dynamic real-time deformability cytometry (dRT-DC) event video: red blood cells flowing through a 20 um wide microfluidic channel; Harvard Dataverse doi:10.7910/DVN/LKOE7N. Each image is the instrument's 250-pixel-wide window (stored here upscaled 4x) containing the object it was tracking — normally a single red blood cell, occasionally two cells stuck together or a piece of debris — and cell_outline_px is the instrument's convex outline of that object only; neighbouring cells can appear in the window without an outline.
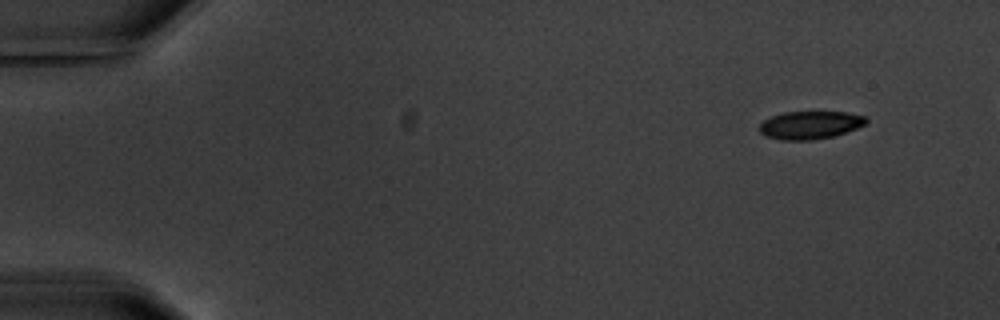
{"species": "common noctule bat (a hibernating species)", "species_latin": "Nyctalus noctula", "temperature_condition": "warm", "stored_images_in_passage": 8, "camera_frame_rate_fps": 3000, "um_per_image_px": 0.085, "animal": {"sex": "male", "body_mass_g": 20.1, "forearm_length_mm": 53.5}, "frame": {"image": 1, "passage_image": 1, "time_ms": 0.0, "image_size_px": [1000, 320], "cell_outline_px": [[868, 120], [864, 124], [856, 128], [832, 136], [812, 140], [780, 140], [768, 136], [760, 132], [760, 124], [764, 120], [772, 116], [784, 112], [844, 112], [864, 116]], "centroid_in_image_um": [68.84, 10.62], "position_along_channel_um": 16.2, "area_um2": 17.05}}
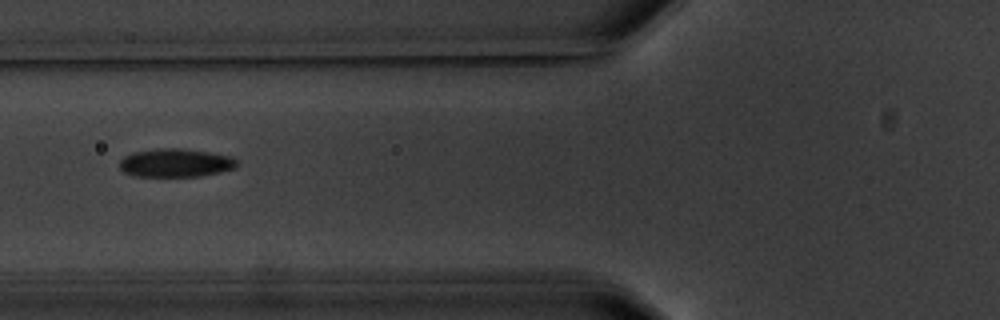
{"frame": {"image": 2, "passage_image": 6, "time_ms": 6.0, "image_size_px": [1000, 320], "cell_outline_px": [[240, 164], [236, 168], [220, 172], [200, 176], [136, 176], [124, 172], [120, 168], [120, 160], [124, 156], [132, 152], [156, 148], [180, 148], [212, 152], [232, 156]], "centroid_in_image_um": [14.96, 13.83], "position_along_channel_um": 110.8, "area_um2": 19.65}}